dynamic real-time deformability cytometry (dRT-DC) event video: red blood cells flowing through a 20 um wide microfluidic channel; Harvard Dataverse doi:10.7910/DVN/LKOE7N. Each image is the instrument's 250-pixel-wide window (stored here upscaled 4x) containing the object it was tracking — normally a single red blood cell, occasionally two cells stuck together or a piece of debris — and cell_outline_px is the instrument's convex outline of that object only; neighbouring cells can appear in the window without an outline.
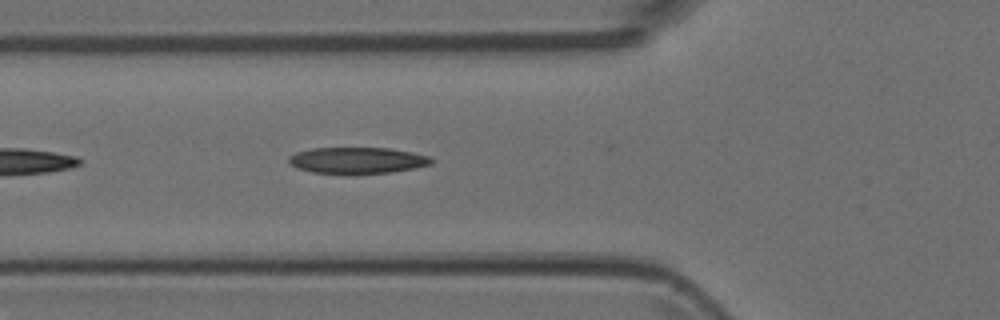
{"species": "Egyptian fruit bat (a non-hibernating species)", "species_latin": "Rousettus aegyptiacus", "temperature_condition": "room temperature", "stored_images_in_passage": 6, "camera_frame_rate_fps": 3000, "um_per_image_px": 0.085, "animal": {"sex": "female"}, "frame": {"image": 1, "passage_image": 6, "time_ms": 1.667, "image_size_px": [1000, 320], "cell_outline_px": [[436, 160], [432, 164], [416, 168], [392, 172], [356, 176], [312, 172], [296, 168], [288, 164], [288, 156], [296, 152], [312, 148], [388, 148], [412, 152], [432, 156]], "centroid_in_image_um": [30.39, 13.66], "position_along_channel_um": 95.4, "area_um2": 22.83}}